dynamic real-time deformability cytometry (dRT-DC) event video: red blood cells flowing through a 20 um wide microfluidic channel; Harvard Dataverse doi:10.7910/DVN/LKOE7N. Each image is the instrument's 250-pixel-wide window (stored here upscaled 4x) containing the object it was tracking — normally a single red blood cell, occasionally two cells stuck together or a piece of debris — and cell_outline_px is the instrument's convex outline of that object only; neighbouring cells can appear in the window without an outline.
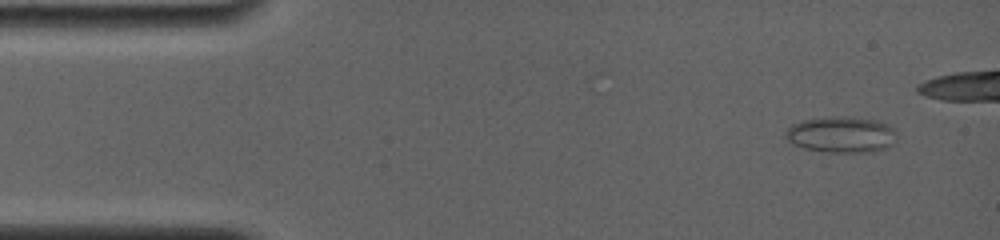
{"species": "common noctule bat (a hibernating species)", "species_latin": "Nyctalus noctula", "temperature_condition": "room temperature", "stored_images_in_passage": 12, "camera_frame_rate_fps": 4000, "um_per_image_px": 0.085, "animal": {"sex": "female", "body_mass_g": 19.0, "forearm_length_mm": 56.7}, "frame": {"image": 1, "passage_image": 3, "time_ms": 0.75, "image_size_px": [1000, 240], "cell_outline_px": [[896, 132], [892, 144], [884, 148], [864, 152], [828, 152], [804, 148], [792, 144], [784, 136], [784, 132], [792, 124], [804, 120], [832, 116], [852, 116], [876, 120], [888, 124]], "centroid_in_image_um": [71.47, 11.42], "position_along_channel_um": 13.5, "area_um2": 23.35}}